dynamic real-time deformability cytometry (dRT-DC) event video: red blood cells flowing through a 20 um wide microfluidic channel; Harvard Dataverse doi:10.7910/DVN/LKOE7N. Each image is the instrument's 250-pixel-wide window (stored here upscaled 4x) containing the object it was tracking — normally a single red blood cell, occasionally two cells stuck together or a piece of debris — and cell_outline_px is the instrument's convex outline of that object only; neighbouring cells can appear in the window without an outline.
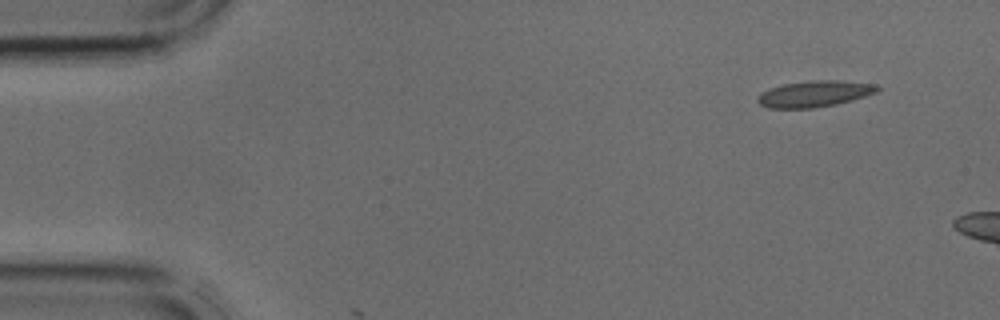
{"species": "common noctule bat (a hibernating species)", "species_latin": "Nyctalus noctula", "temperature_condition": "cold", "stored_images_in_passage": 2, "camera_frame_rate_fps": 3000, "um_per_image_px": 0.085, "animal": {"sex": "male", "body_mass_g": 17.9, "forearm_length_mm": 54.2}, "frame": {"image": 1, "passage_image": 1, "time_ms": 0.0, "image_size_px": [1000, 320], "cell_outline_px": [[880, 88], [876, 92], [852, 100], [836, 104], [812, 108], [768, 108], [760, 104], [756, 100], [768, 88], [784, 84], [812, 80], [840, 80], [876, 84]], "centroid_in_image_um": [69.25, 7.97], "position_along_channel_um": 15.8, "area_um2": 18.15}}